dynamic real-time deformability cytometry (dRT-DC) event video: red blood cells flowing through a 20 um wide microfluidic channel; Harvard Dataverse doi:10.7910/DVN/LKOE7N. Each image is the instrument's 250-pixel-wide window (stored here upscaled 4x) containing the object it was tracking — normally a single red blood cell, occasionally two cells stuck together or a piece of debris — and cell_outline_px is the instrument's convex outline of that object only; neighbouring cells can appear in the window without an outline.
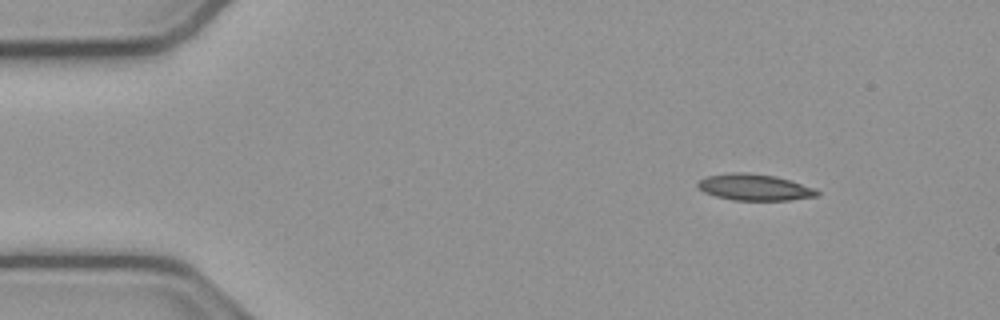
{"species": "common noctule bat (a hibernating species)", "species_latin": "Nyctalus noctula", "temperature_condition": "cold", "stored_images_in_passage": 48, "camera_frame_rate_fps": 3000, "um_per_image_px": 0.085, "animal": {"sex": "male", "body_mass_g": 23.1, "forearm_length_mm": 52.7}, "frame": {"image": 1, "passage_image": 1, "time_ms": 0.0, "image_size_px": [1000, 320], "cell_outline_px": [[820, 196], [788, 200], [732, 200], [716, 196], [704, 192], [696, 184], [696, 180], [708, 176], [732, 172], [748, 172], [776, 176], [816, 188], [820, 192]], "centroid_in_image_um": [64.15, 15.91], "position_along_channel_um": 20.9, "area_um2": 18.5}}
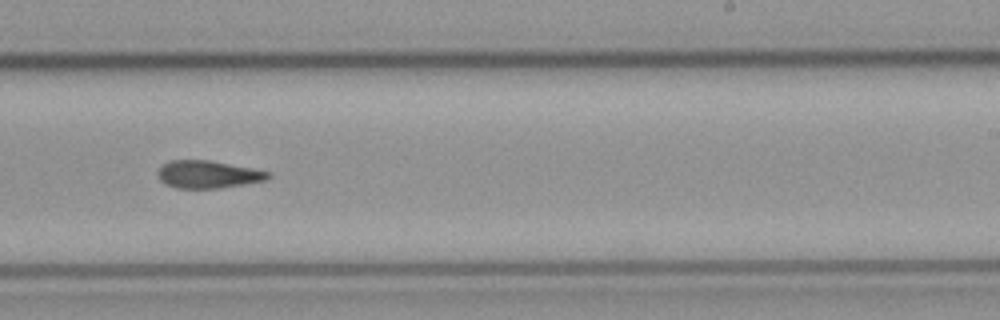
{"frame": {"image": 2, "passage_image": 27, "time_ms": 8.667, "image_size_px": [1000, 320], "cell_outline_px": [[272, 176], [264, 180], [244, 184], [220, 188], [176, 188], [164, 184], [156, 176], [156, 172], [164, 164], [172, 160], [208, 160], [272, 172]], "centroid_in_image_um": [17.65, 14.83], "position_along_channel_um": 271.4, "area_um2": 17.69}}
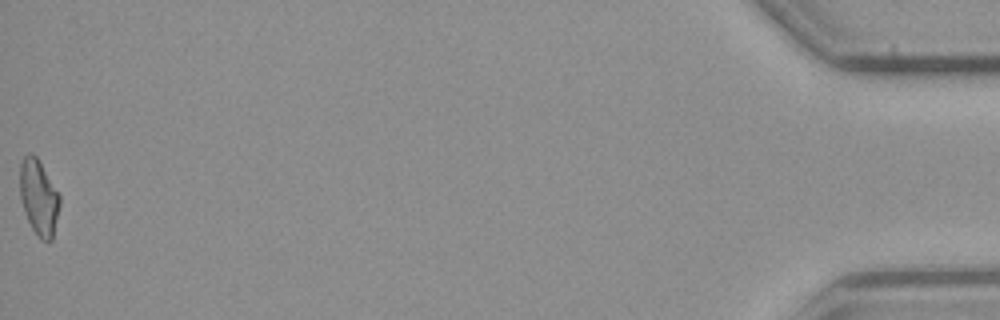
{"frame": {"image": 3, "passage_image": 48, "time_ms": 15.667, "image_size_px": [1000, 320], "cell_outline_px": [[60, 204], [52, 240], [48, 244], [40, 240], [32, 228], [28, 220], [20, 200], [20, 164], [24, 156], [28, 152], [32, 152], [36, 156], [60, 196]], "centroid_in_image_um": [3.29, 16.81], "position_along_channel_um": 431.9, "area_um2": 17.51}, "authors_computed_cell_mechanics": {"area_um2": 18.0914, "velocity_mm_per_s": 3.8288, "shape_relaxation_time_tau1_ms": null, "shape_relaxation_time_tau2_ms": 8.7185, "deformation_change_tau1": null, "deformation_change_tau2": 0.1788}}